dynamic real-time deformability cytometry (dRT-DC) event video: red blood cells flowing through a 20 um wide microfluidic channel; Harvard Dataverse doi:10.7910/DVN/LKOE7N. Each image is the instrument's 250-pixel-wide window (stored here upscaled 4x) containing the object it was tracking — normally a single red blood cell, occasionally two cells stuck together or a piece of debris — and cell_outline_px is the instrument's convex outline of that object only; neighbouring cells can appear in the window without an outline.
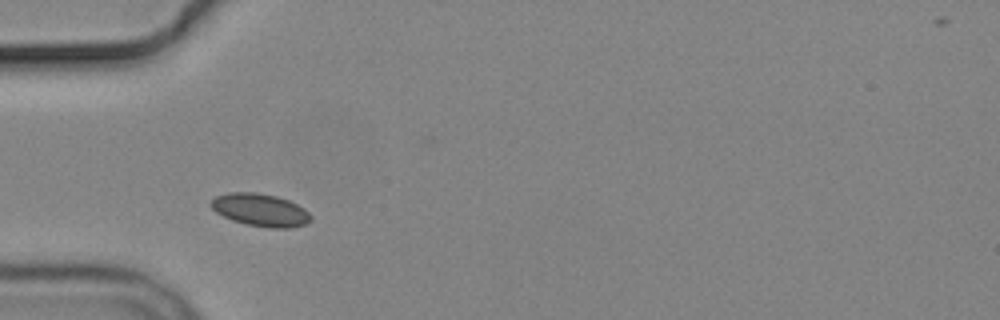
{"species": "common noctule bat (a hibernating species)", "species_latin": "Nyctalus noctula", "temperature_condition": "cold", "stored_images_in_passage": 6, "camera_frame_rate_fps": 3000, "um_per_image_px": 0.085, "animal": {"sex": "male", "body_mass_g": 19.2, "forearm_length_mm": 51.8}, "frame": {"image": 1, "passage_image": 2, "time_ms": 1.333, "image_size_px": [1000, 320], "cell_outline_px": [[312, 220], [308, 224], [292, 228], [268, 228], [248, 224], [232, 220], [216, 212], [208, 204], [216, 196], [228, 192], [256, 192], [276, 196], [288, 200], [304, 208], [312, 216]], "centroid_in_image_um": [22.16, 17.85], "position_along_channel_um": 62.8, "area_um2": 19.13}}
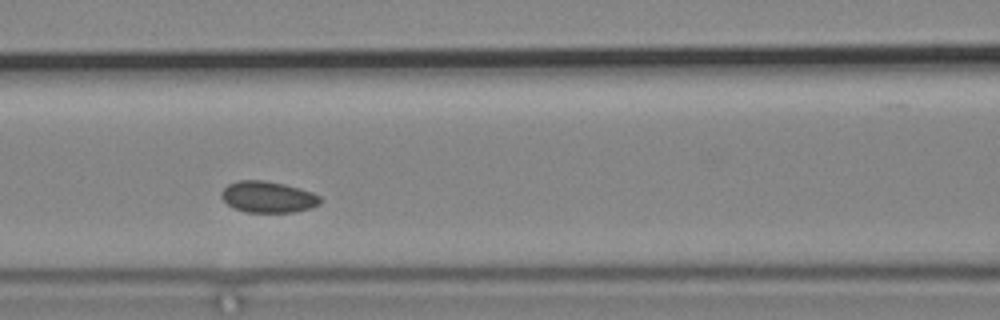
{"frame": {"image": 2, "passage_image": 4, "time_ms": 3.667, "image_size_px": [1000, 320], "cell_outline_px": [[320, 204], [312, 208], [292, 212], [248, 212], [236, 208], [228, 204], [220, 196], [220, 192], [228, 184], [240, 180], [264, 180], [284, 184], [300, 188], [312, 192], [320, 196]], "centroid_in_image_um": [22.79, 16.73], "position_along_channel_um": 143.8, "area_um2": 17.98}}
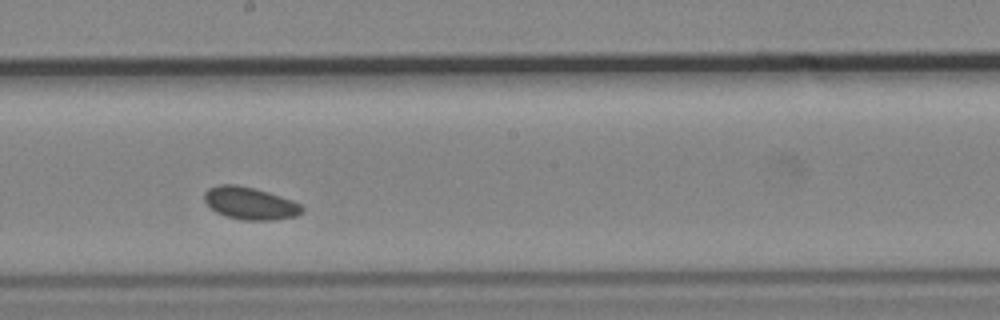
{"frame": {"image": 3, "passage_image": 6, "time_ms": 6.0, "image_size_px": [1000, 320], "cell_outline_px": [[304, 212], [296, 216], [272, 220], [244, 220], [224, 216], [216, 212], [204, 200], [204, 192], [208, 188], [220, 184], [236, 184], [268, 192], [292, 200], [300, 204], [304, 208]], "centroid_in_image_um": [21.25, 17.28], "position_along_channel_um": 226.9, "area_um2": 18.44}}